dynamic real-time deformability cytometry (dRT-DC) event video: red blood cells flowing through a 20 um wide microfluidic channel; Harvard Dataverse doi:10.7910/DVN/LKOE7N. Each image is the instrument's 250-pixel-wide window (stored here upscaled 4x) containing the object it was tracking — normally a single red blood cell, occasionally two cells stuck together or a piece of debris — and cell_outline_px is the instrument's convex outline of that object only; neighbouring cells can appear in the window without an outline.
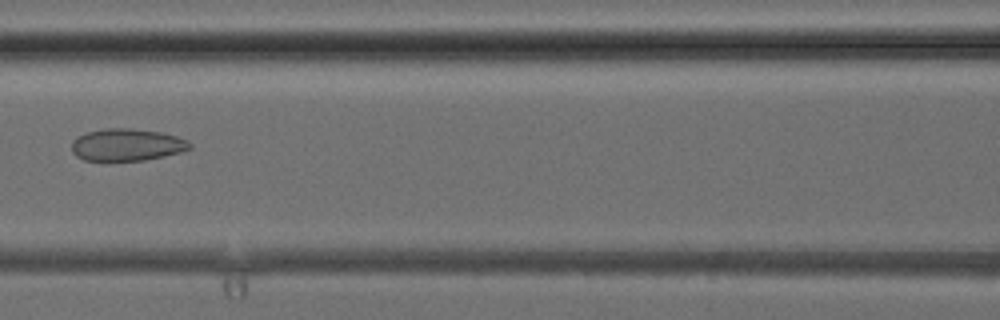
{"species": "common noctule bat (a hibernating species)", "species_latin": "Nyctalus noctula", "temperature_condition": "cold", "stored_images_in_passage": 6, "camera_frame_rate_fps": 3000, "um_per_image_px": 0.085, "animal": {"sex": "female", "body_mass_g": 24.6, "forearm_length_mm": 56.2}, "frame": {"image": 1, "passage_image": 6, "time_ms": 6.333, "image_size_px": [1000, 320], "cell_outline_px": [[192, 148], [180, 152], [164, 156], [144, 160], [84, 160], [76, 156], [72, 152], [72, 140], [88, 132], [104, 128], [128, 128], [160, 132], [176, 136], [188, 140], [192, 144]], "centroid_in_image_um": [10.8, 12.3], "position_along_channel_um": 155.8, "area_um2": 22.02}}